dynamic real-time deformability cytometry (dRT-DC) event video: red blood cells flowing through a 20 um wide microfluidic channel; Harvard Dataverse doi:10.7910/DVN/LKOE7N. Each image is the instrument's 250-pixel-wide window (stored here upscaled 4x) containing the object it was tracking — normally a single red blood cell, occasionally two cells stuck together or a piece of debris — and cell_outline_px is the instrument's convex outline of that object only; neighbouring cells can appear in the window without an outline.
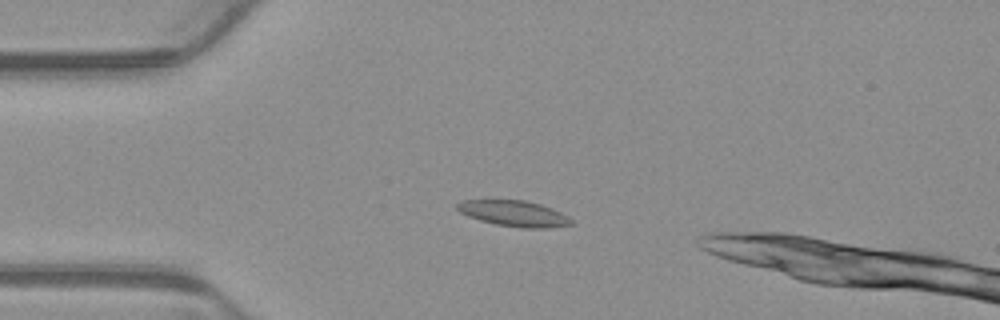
{"species": "common noctule bat (a hibernating species)", "species_latin": "Nyctalus noctula", "temperature_condition": "warm", "stored_images_in_passage": 6, "camera_frame_rate_fps": 3000, "um_per_image_px": 0.085, "animal": {"sex": "male", "body_mass_g": 23.1, "forearm_length_mm": 52.7}, "frame": {"image": 1, "passage_image": 3, "time_ms": 0.667, "image_size_px": [1000, 320], "cell_outline_px": [[576, 224], [552, 228], [524, 228], [496, 224], [480, 220], [468, 216], [460, 212], [456, 208], [456, 204], [464, 200], [524, 200], [540, 204], [552, 208], [568, 216]], "centroid_in_image_um": [43.73, 18.15], "position_along_channel_um": 41.3, "area_um2": 17.22}}
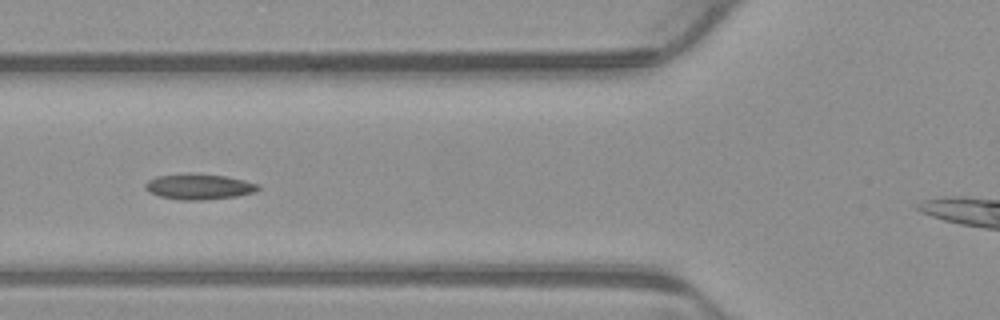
{"frame": {"image": 2, "passage_image": 5, "time_ms": 1.333, "image_size_px": [1000, 320], "cell_outline_px": [[260, 188], [256, 192], [236, 196], [200, 200], [180, 200], [160, 196], [148, 192], [144, 188], [144, 184], [148, 180], [156, 176], [184, 172], [192, 172], [224, 176], [244, 180], [260, 184]], "centroid_in_image_um": [16.88, 15.84], "position_along_channel_um": 108.9, "area_um2": 17.17}}
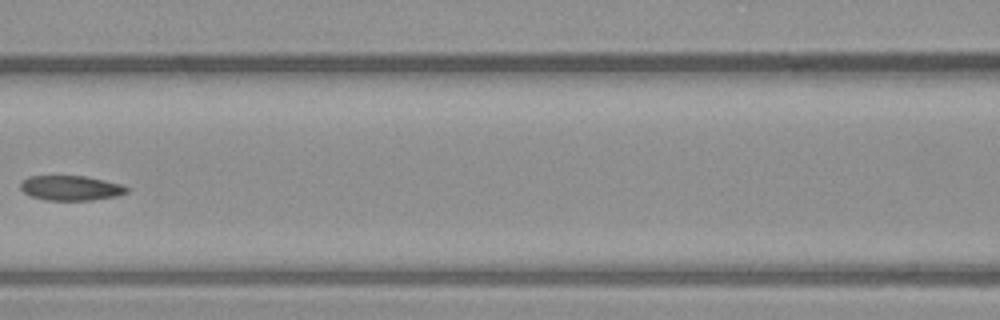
{"frame": {"image": 3, "passage_image": 6, "time_ms": 1.667, "image_size_px": [1000, 320], "cell_outline_px": [[128, 192], [116, 196], [92, 200], [44, 200], [32, 196], [24, 192], [20, 188], [20, 184], [28, 176], [84, 176], [104, 180], [120, 184], [128, 188]], "centroid_in_image_um": [6.01, 15.98], "position_along_channel_um": 160.6, "area_um2": 15.26}}